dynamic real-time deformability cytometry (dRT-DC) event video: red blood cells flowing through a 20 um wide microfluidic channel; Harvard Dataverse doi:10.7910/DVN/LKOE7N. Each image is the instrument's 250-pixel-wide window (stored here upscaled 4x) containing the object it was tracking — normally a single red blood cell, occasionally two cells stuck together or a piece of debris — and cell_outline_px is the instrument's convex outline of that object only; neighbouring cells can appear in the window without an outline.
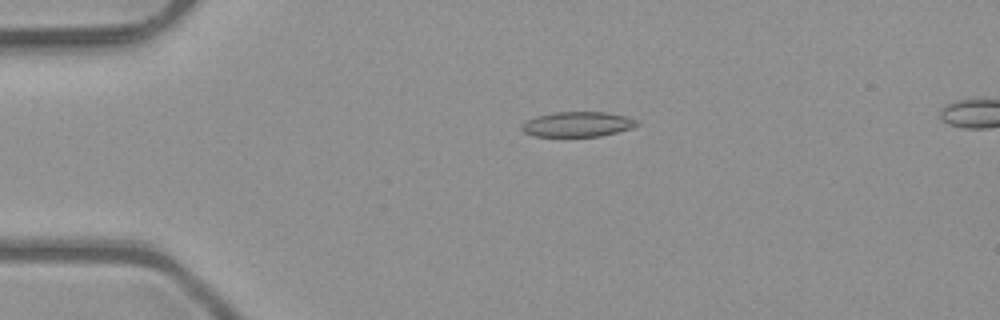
{"species": "common noctule bat (a hibernating species)", "species_latin": "Nyctalus noctula", "temperature_condition": "room temperature", "stored_images_in_passage": 51, "camera_frame_rate_fps": 3000, "um_per_image_px": 0.085, "animal": {"sex": "male", "body_mass_g": 23.1, "forearm_length_mm": 52.7}, "frame": {"image": 1, "passage_image": 12, "time_ms": 3.667, "image_size_px": [1000, 320], "cell_outline_px": [[640, 124], [632, 128], [600, 136], [536, 136], [524, 132], [520, 128], [528, 120], [536, 116], [556, 112], [608, 112], [628, 116], [636, 120]], "centroid_in_image_um": [49.14, 10.55], "position_along_channel_um": 35.9, "area_um2": 16.7}}
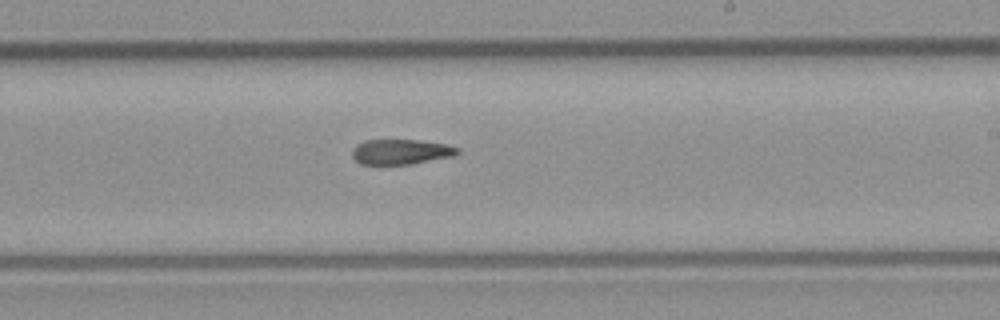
{"frame": {"image": 2, "passage_image": 31, "time_ms": 10.0, "image_size_px": [1000, 320], "cell_outline_px": [[460, 152], [452, 156], [408, 164], [360, 164], [352, 156], [352, 152], [356, 144], [364, 140], [416, 140], [444, 144], [460, 148]], "centroid_in_image_um": [34.04, 12.89], "position_along_channel_um": 255.0, "area_um2": 15.2}}
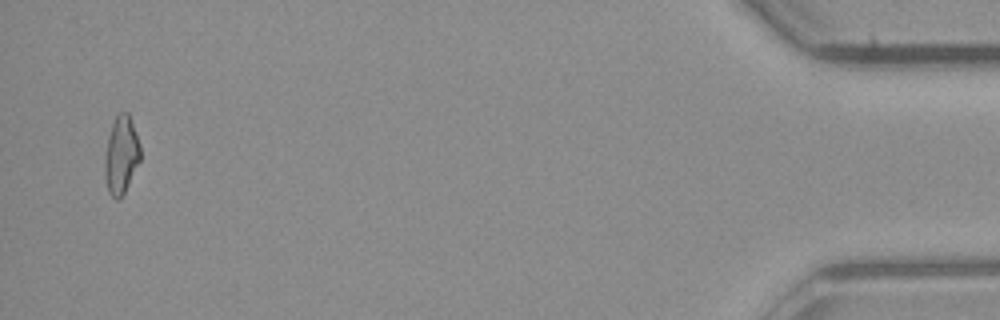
{"frame": {"image": 3, "passage_image": 50, "time_ms": 16.333, "image_size_px": [1000, 320], "cell_outline_px": [[140, 160], [124, 192], [116, 200], [108, 192], [104, 176], [104, 160], [108, 136], [112, 124], [116, 116], [120, 112], [128, 112], [136, 132], [140, 144]], "centroid_in_image_um": [10.29, 13.16], "position_along_channel_um": 424.9, "area_um2": 16.01}}